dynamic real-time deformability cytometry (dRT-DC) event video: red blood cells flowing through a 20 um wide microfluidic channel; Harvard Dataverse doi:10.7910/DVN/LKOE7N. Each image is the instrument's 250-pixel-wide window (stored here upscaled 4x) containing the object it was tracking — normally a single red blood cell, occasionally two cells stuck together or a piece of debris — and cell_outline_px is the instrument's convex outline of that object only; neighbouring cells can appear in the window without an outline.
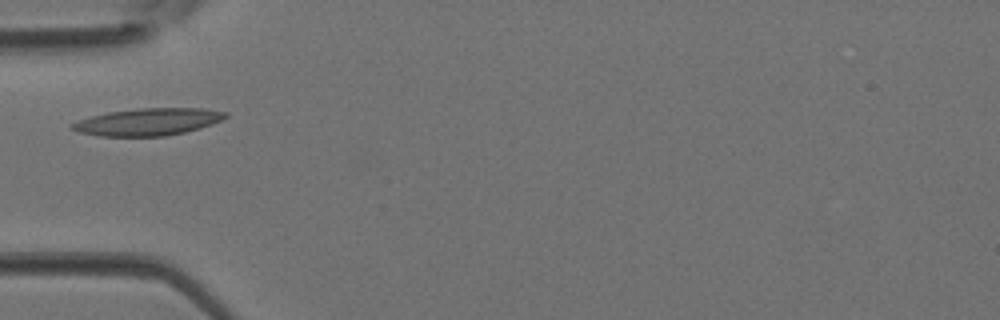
{"species": "Egyptian fruit bat (a non-hibernating species)", "species_latin": "Rousettus aegyptiacus", "temperature_condition": "room temperature", "stored_images_in_passage": 2, "camera_frame_rate_fps": 3000, "um_per_image_px": 0.085, "animal": {"sex": "female"}, "frame": {"image": 1, "passage_image": 2, "time_ms": 0.333, "image_size_px": [1000, 320], "cell_outline_px": [[228, 116], [212, 124], [200, 128], [184, 132], [164, 136], [100, 136], [80, 132], [68, 128], [72, 124], [80, 120], [92, 116], [108, 112], [140, 108], [204, 108], [228, 112]], "centroid_in_image_um": [12.61, 10.35], "position_along_channel_um": 72.4, "area_um2": 24.16}}